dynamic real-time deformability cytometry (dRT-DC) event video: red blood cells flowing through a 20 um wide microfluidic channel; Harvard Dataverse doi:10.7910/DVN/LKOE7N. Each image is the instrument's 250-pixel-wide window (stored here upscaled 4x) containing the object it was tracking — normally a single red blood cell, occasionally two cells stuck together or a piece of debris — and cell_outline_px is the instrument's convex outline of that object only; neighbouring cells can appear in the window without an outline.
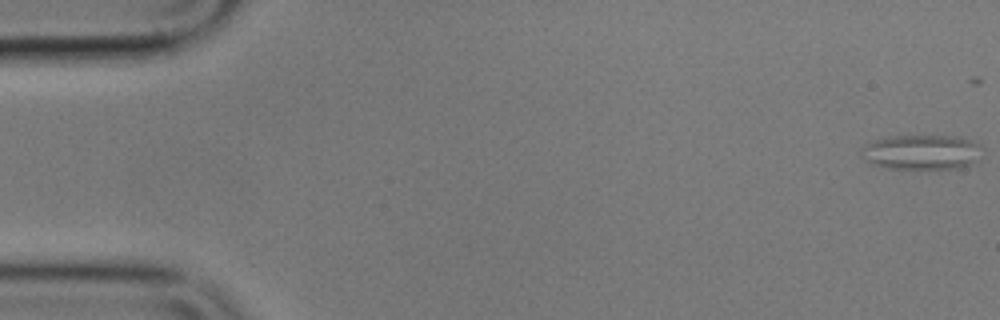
{"species": "common noctule bat (a hibernating species)", "species_latin": "Nyctalus noctula", "temperature_condition": "cold", "stored_images_in_passage": 32, "camera_frame_rate_fps": 3000, "um_per_image_px": 0.085, "animal": {"sex": "male", "body_mass_g": 17.9}, "frame": {"image": 1, "passage_image": 1, "time_ms": 0.0, "image_size_px": [1000, 320], "cell_outline_px": [[980, 144], [972, 160], [968, 164], [960, 168], [888, 168], [872, 164], [864, 160], [860, 156], [860, 148], [864, 144], [872, 140], [892, 136], [956, 136]], "centroid_in_image_um": [78.16, 12.92], "position_along_channel_um": 6.8, "area_um2": 24.04}}
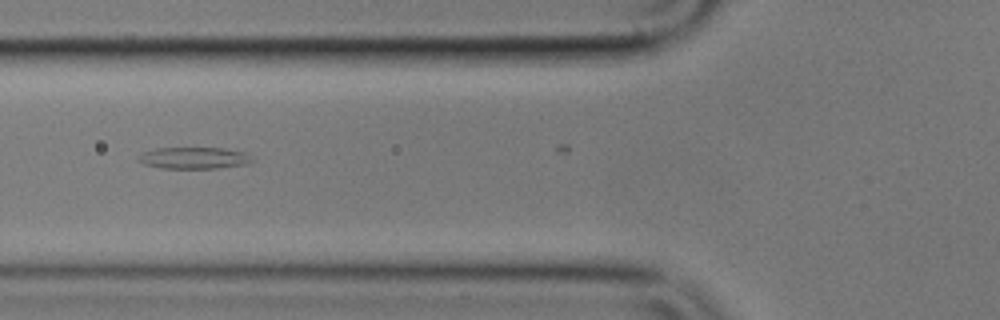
{"frame": {"image": 2, "passage_image": 21, "time_ms": 6.667, "image_size_px": [1000, 320], "cell_outline_px": [[252, 160], [248, 164], [220, 168], [160, 168], [144, 164], [136, 160], [136, 156], [140, 152], [156, 148], [224, 148], [244, 152]], "centroid_in_image_um": [16.4, 13.43], "position_along_channel_um": 109.4, "area_um2": 14.45}}
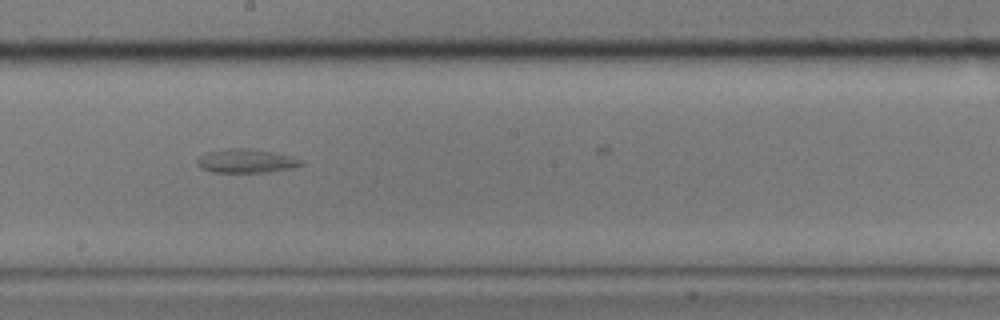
{"frame": {"image": 3, "passage_image": 31, "time_ms": 10.0, "image_size_px": [1000, 320], "cell_outline_px": [[304, 164], [288, 168], [268, 172], [212, 172], [200, 168], [196, 164], [196, 160], [204, 152], [228, 148], [244, 148], [276, 152], [304, 160]], "centroid_in_image_um": [20.88, 13.67], "position_along_channel_um": 227.3, "area_um2": 14.51}}